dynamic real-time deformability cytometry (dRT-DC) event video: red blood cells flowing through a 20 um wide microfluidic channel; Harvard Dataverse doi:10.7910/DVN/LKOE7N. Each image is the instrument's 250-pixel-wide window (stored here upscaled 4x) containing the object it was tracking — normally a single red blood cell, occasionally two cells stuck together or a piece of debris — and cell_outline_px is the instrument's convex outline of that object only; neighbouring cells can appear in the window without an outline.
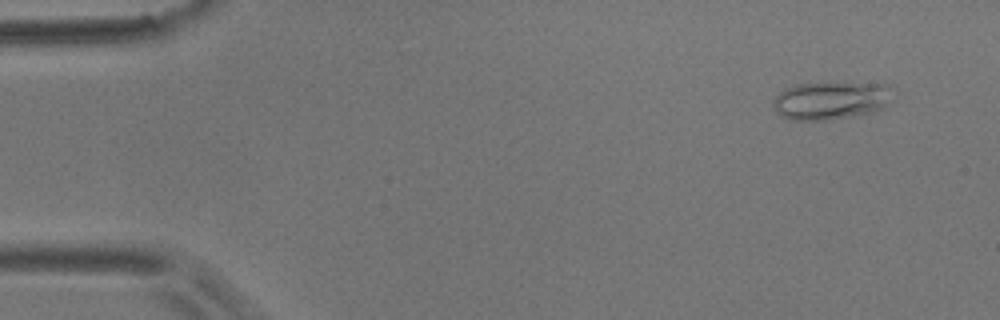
{"species": "common noctule bat (a hibernating species)", "species_latin": "Nyctalus noctula", "temperature_condition": "room temperature", "stored_images_in_passage": 56, "camera_frame_rate_fps": 3000, "um_per_image_px": 0.085, "animal": {"sex": "male", "body_mass_g": 17.9}, "frame": {"image": 1, "passage_image": 4, "time_ms": 1.0, "image_size_px": [1000, 320], "cell_outline_px": [[896, 92], [888, 108], [872, 112], [852, 116], [828, 120], [788, 120], [780, 116], [776, 112], [772, 104], [772, 100], [784, 88], [796, 84], [892, 84], [896, 88]], "centroid_in_image_um": [70.7, 8.56], "position_along_channel_um": 14.3, "area_um2": 26.99}}
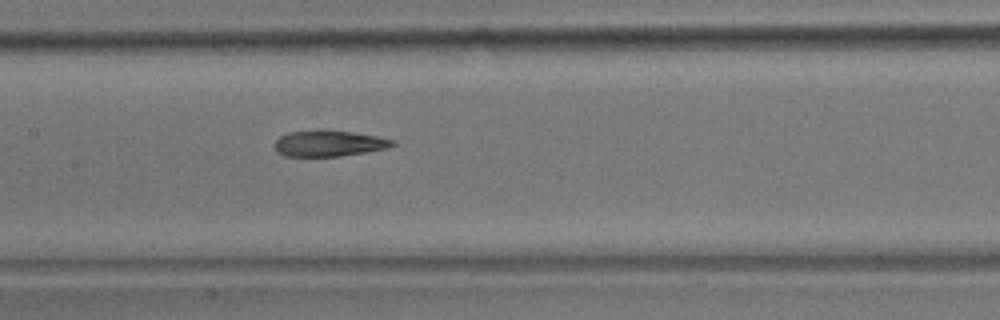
{"frame": {"image": 2, "passage_image": 27, "time_ms": 8.667, "image_size_px": [1000, 320], "cell_outline_px": [[396, 144], [388, 148], [340, 156], [284, 156], [276, 152], [272, 144], [280, 136], [288, 132], [352, 132], [376, 136], [396, 140]], "centroid_in_image_um": [27.95, 12.22], "position_along_channel_um": 179.5, "area_um2": 17.4}}
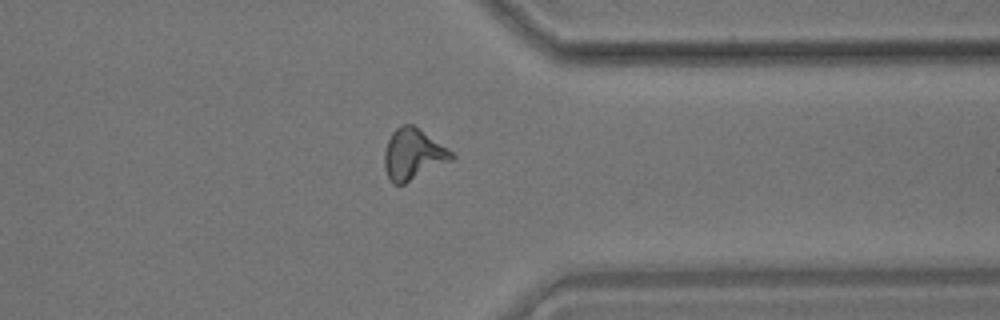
{"frame": {"image": 3, "passage_image": 44, "time_ms": 14.333, "image_size_px": [1000, 320], "cell_outline_px": [[456, 156], [452, 160], [404, 184], [392, 184], [384, 168], [384, 152], [388, 140], [392, 132], [396, 128], [404, 124], [412, 124], [452, 152]], "centroid_in_image_um": [35.08, 13.13], "position_along_channel_um": 376.3, "area_um2": 19.65}, "authors_computed_cell_mechanics": {"area_um2": 19.1029, "velocity_mm_per_s": 3.5599, "shape_relaxation_time_tau1_ms": null, "shape_relaxation_time_tau2_ms": 3.8381, "deformation_change_tau1": null, "deformation_change_tau2": 0.1295}}